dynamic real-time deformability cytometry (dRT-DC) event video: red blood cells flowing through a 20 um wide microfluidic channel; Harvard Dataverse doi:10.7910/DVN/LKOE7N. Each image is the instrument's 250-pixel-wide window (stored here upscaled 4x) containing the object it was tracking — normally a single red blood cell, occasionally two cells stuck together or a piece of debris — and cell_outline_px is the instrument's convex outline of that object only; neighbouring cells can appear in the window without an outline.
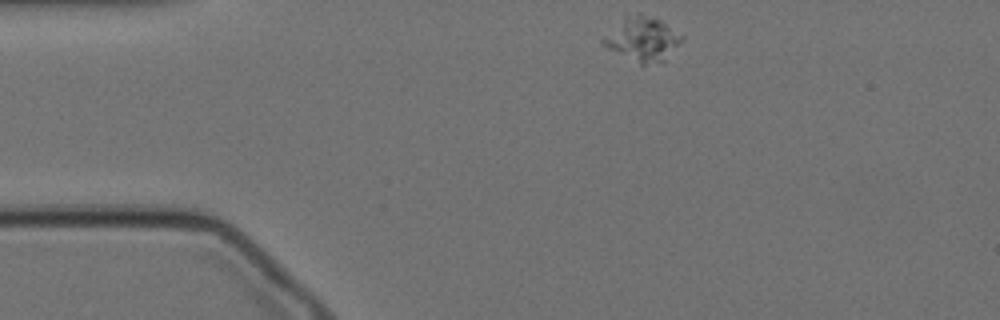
{"species": "Egyptian fruit bat (a non-hibernating species)", "species_latin": "Rousettus aegyptiacus", "temperature_condition": "cold", "stored_images_in_passage": 18, "camera_frame_rate_fps": 3000, "um_per_image_px": 0.085, "animal": {"sex": "female"}, "frame": {"image": 1, "passage_image": 1, "time_ms": 0.0, "image_size_px": [1000, 320], "cell_outline_px": [[684, 36], [664, 60], [644, 64], [640, 64], [608, 48], [600, 40], [624, 16], [636, 12], [640, 12], [660, 20]], "centroid_in_image_um": [54.58, 3.27], "position_along_channel_um": 30.4, "area_um2": 19.65}}
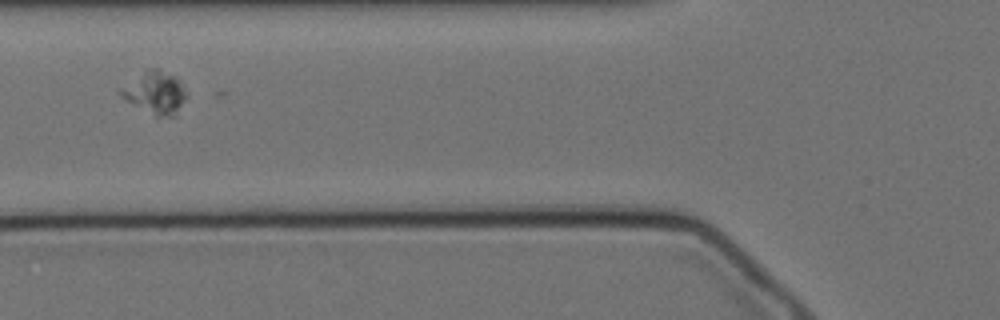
{"frame": {"image": 2, "passage_image": 12, "time_ms": 3.667, "image_size_px": [1000, 320], "cell_outline_px": [[184, 96], [176, 116], [156, 116], [120, 96], [116, 92], [120, 88], [144, 68], [160, 68], [176, 76], [180, 80], [184, 92]], "centroid_in_image_um": [13.14, 7.81], "position_along_channel_um": 112.7, "area_um2": 16.13}}
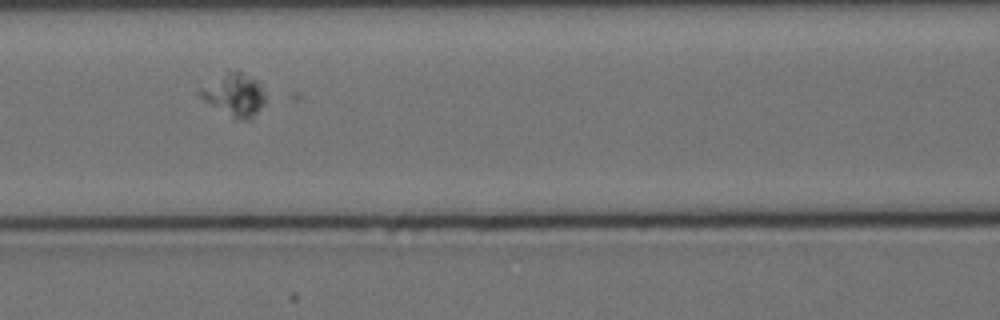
{"frame": {"image": 3, "passage_image": 15, "time_ms": 4.667, "image_size_px": [1000, 320], "cell_outline_px": [[264, 104], [252, 120], [236, 120], [204, 100], [196, 92], [200, 88], [228, 72], [240, 72], [256, 80], [260, 84], [264, 96]], "centroid_in_image_um": [19.94, 8.11], "position_along_channel_um": 146.7, "area_um2": 15.78}}